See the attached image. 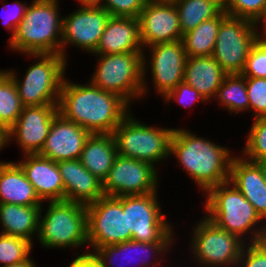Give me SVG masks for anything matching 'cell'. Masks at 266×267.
Wrapping results in <instances>:
<instances>
[{"label": "cell", "mask_w": 266, "mask_h": 267, "mask_svg": "<svg viewBox=\"0 0 266 267\" xmlns=\"http://www.w3.org/2000/svg\"><path fill=\"white\" fill-rule=\"evenodd\" d=\"M229 182L253 205L266 223V182L259 165L235 154L231 162Z\"/></svg>", "instance_id": "23"}, {"label": "cell", "mask_w": 266, "mask_h": 267, "mask_svg": "<svg viewBox=\"0 0 266 267\" xmlns=\"http://www.w3.org/2000/svg\"><path fill=\"white\" fill-rule=\"evenodd\" d=\"M174 242L176 241L143 243L129 240L115 245L99 247L93 253L102 262L104 267H128V265L133 267L134 264V267H164V265L160 264H163L162 261L166 260L167 253L176 244ZM163 254L166 255L165 259H163L165 257Z\"/></svg>", "instance_id": "17"}, {"label": "cell", "mask_w": 266, "mask_h": 267, "mask_svg": "<svg viewBox=\"0 0 266 267\" xmlns=\"http://www.w3.org/2000/svg\"><path fill=\"white\" fill-rule=\"evenodd\" d=\"M146 48L149 49L144 48L142 54V98L146 96L150 89L147 84V74L151 75L150 78L152 79V81L151 79L149 80L153 84L152 86L154 88V91L156 92L155 94L161 96L162 98L169 91L174 89L180 82L183 81L184 68L187 59L183 42L182 40H177L173 42L155 44ZM145 50H149L147 51V53L150 55H148Z\"/></svg>", "instance_id": "12"}, {"label": "cell", "mask_w": 266, "mask_h": 267, "mask_svg": "<svg viewBox=\"0 0 266 267\" xmlns=\"http://www.w3.org/2000/svg\"><path fill=\"white\" fill-rule=\"evenodd\" d=\"M8 74L7 69H1L0 70V81Z\"/></svg>", "instance_id": "47"}, {"label": "cell", "mask_w": 266, "mask_h": 267, "mask_svg": "<svg viewBox=\"0 0 266 267\" xmlns=\"http://www.w3.org/2000/svg\"><path fill=\"white\" fill-rule=\"evenodd\" d=\"M13 5L10 6L11 4H3L2 12L0 13L1 20L3 23V26L8 29L7 31H11L10 33V38L15 34L16 28L19 25V23L22 21L26 10L28 8V3L24 2L22 3L21 1L15 0V2L12 3ZM6 11V12H4ZM3 13H7V15H3Z\"/></svg>", "instance_id": "40"}, {"label": "cell", "mask_w": 266, "mask_h": 267, "mask_svg": "<svg viewBox=\"0 0 266 267\" xmlns=\"http://www.w3.org/2000/svg\"><path fill=\"white\" fill-rule=\"evenodd\" d=\"M199 220L192 228L189 241L194 258L191 261L201 267H236L246 242L217 227L206 216Z\"/></svg>", "instance_id": "9"}, {"label": "cell", "mask_w": 266, "mask_h": 267, "mask_svg": "<svg viewBox=\"0 0 266 267\" xmlns=\"http://www.w3.org/2000/svg\"><path fill=\"white\" fill-rule=\"evenodd\" d=\"M253 120L240 155L255 162L259 159H266V117L253 118Z\"/></svg>", "instance_id": "33"}, {"label": "cell", "mask_w": 266, "mask_h": 267, "mask_svg": "<svg viewBox=\"0 0 266 267\" xmlns=\"http://www.w3.org/2000/svg\"><path fill=\"white\" fill-rule=\"evenodd\" d=\"M261 27L249 19L230 15L222 20L212 57L227 74L242 73L252 45L263 34Z\"/></svg>", "instance_id": "11"}, {"label": "cell", "mask_w": 266, "mask_h": 267, "mask_svg": "<svg viewBox=\"0 0 266 267\" xmlns=\"http://www.w3.org/2000/svg\"><path fill=\"white\" fill-rule=\"evenodd\" d=\"M86 83H74L65 77L59 113L91 134H112L132 108L117 94L104 91L90 81Z\"/></svg>", "instance_id": "1"}, {"label": "cell", "mask_w": 266, "mask_h": 267, "mask_svg": "<svg viewBox=\"0 0 266 267\" xmlns=\"http://www.w3.org/2000/svg\"><path fill=\"white\" fill-rule=\"evenodd\" d=\"M3 235H4V232L1 230V232H0V239L2 238Z\"/></svg>", "instance_id": "49"}, {"label": "cell", "mask_w": 266, "mask_h": 267, "mask_svg": "<svg viewBox=\"0 0 266 267\" xmlns=\"http://www.w3.org/2000/svg\"><path fill=\"white\" fill-rule=\"evenodd\" d=\"M34 261L35 260H33V258H30L28 261L23 262V263L6 265V266H1V267H37Z\"/></svg>", "instance_id": "42"}, {"label": "cell", "mask_w": 266, "mask_h": 267, "mask_svg": "<svg viewBox=\"0 0 266 267\" xmlns=\"http://www.w3.org/2000/svg\"><path fill=\"white\" fill-rule=\"evenodd\" d=\"M5 163V161L3 162V161H1L0 162V169H1V167H2V165Z\"/></svg>", "instance_id": "50"}, {"label": "cell", "mask_w": 266, "mask_h": 267, "mask_svg": "<svg viewBox=\"0 0 266 267\" xmlns=\"http://www.w3.org/2000/svg\"><path fill=\"white\" fill-rule=\"evenodd\" d=\"M5 148V133L0 129V152Z\"/></svg>", "instance_id": "46"}, {"label": "cell", "mask_w": 266, "mask_h": 267, "mask_svg": "<svg viewBox=\"0 0 266 267\" xmlns=\"http://www.w3.org/2000/svg\"><path fill=\"white\" fill-rule=\"evenodd\" d=\"M25 56L36 58L37 61L26 69L23 79L19 77L17 70H7L16 85L23 106L58 105L61 87L67 77V60L59 54Z\"/></svg>", "instance_id": "6"}, {"label": "cell", "mask_w": 266, "mask_h": 267, "mask_svg": "<svg viewBox=\"0 0 266 267\" xmlns=\"http://www.w3.org/2000/svg\"><path fill=\"white\" fill-rule=\"evenodd\" d=\"M58 113V105L23 107L14 125L5 133V147L13 140L22 155L38 154Z\"/></svg>", "instance_id": "16"}, {"label": "cell", "mask_w": 266, "mask_h": 267, "mask_svg": "<svg viewBox=\"0 0 266 267\" xmlns=\"http://www.w3.org/2000/svg\"><path fill=\"white\" fill-rule=\"evenodd\" d=\"M164 103L172 104V101L178 103L184 108H190L192 104L208 103V101L192 86L185 81L180 82L174 89L169 91L164 97ZM196 103V104H195Z\"/></svg>", "instance_id": "37"}, {"label": "cell", "mask_w": 266, "mask_h": 267, "mask_svg": "<svg viewBox=\"0 0 266 267\" xmlns=\"http://www.w3.org/2000/svg\"><path fill=\"white\" fill-rule=\"evenodd\" d=\"M57 166L64 183V200L88 205L104 196L102 181L80 159L59 161Z\"/></svg>", "instance_id": "21"}, {"label": "cell", "mask_w": 266, "mask_h": 267, "mask_svg": "<svg viewBox=\"0 0 266 267\" xmlns=\"http://www.w3.org/2000/svg\"><path fill=\"white\" fill-rule=\"evenodd\" d=\"M16 162L42 202L64 200V183L57 162L40 154H24Z\"/></svg>", "instance_id": "20"}, {"label": "cell", "mask_w": 266, "mask_h": 267, "mask_svg": "<svg viewBox=\"0 0 266 267\" xmlns=\"http://www.w3.org/2000/svg\"><path fill=\"white\" fill-rule=\"evenodd\" d=\"M158 1H174V0H158Z\"/></svg>", "instance_id": "51"}, {"label": "cell", "mask_w": 266, "mask_h": 267, "mask_svg": "<svg viewBox=\"0 0 266 267\" xmlns=\"http://www.w3.org/2000/svg\"><path fill=\"white\" fill-rule=\"evenodd\" d=\"M263 34L266 36V24L263 27Z\"/></svg>", "instance_id": "48"}, {"label": "cell", "mask_w": 266, "mask_h": 267, "mask_svg": "<svg viewBox=\"0 0 266 267\" xmlns=\"http://www.w3.org/2000/svg\"><path fill=\"white\" fill-rule=\"evenodd\" d=\"M90 135L89 131L58 113L38 154L54 162L79 159Z\"/></svg>", "instance_id": "19"}, {"label": "cell", "mask_w": 266, "mask_h": 267, "mask_svg": "<svg viewBox=\"0 0 266 267\" xmlns=\"http://www.w3.org/2000/svg\"><path fill=\"white\" fill-rule=\"evenodd\" d=\"M149 0H102V6L111 16L138 18Z\"/></svg>", "instance_id": "38"}, {"label": "cell", "mask_w": 266, "mask_h": 267, "mask_svg": "<svg viewBox=\"0 0 266 267\" xmlns=\"http://www.w3.org/2000/svg\"><path fill=\"white\" fill-rule=\"evenodd\" d=\"M58 1L32 0L6 46L22 55H61L63 16Z\"/></svg>", "instance_id": "4"}, {"label": "cell", "mask_w": 266, "mask_h": 267, "mask_svg": "<svg viewBox=\"0 0 266 267\" xmlns=\"http://www.w3.org/2000/svg\"><path fill=\"white\" fill-rule=\"evenodd\" d=\"M0 203L23 206L43 204L17 162L7 161L0 169Z\"/></svg>", "instance_id": "25"}, {"label": "cell", "mask_w": 266, "mask_h": 267, "mask_svg": "<svg viewBox=\"0 0 266 267\" xmlns=\"http://www.w3.org/2000/svg\"><path fill=\"white\" fill-rule=\"evenodd\" d=\"M249 112L254 118L266 117V78L246 77Z\"/></svg>", "instance_id": "36"}, {"label": "cell", "mask_w": 266, "mask_h": 267, "mask_svg": "<svg viewBox=\"0 0 266 267\" xmlns=\"http://www.w3.org/2000/svg\"><path fill=\"white\" fill-rule=\"evenodd\" d=\"M204 196L205 216L217 227L239 236L246 243L266 240L265 221L231 182L216 185Z\"/></svg>", "instance_id": "3"}, {"label": "cell", "mask_w": 266, "mask_h": 267, "mask_svg": "<svg viewBox=\"0 0 266 267\" xmlns=\"http://www.w3.org/2000/svg\"><path fill=\"white\" fill-rule=\"evenodd\" d=\"M80 5H100L102 0H75Z\"/></svg>", "instance_id": "44"}, {"label": "cell", "mask_w": 266, "mask_h": 267, "mask_svg": "<svg viewBox=\"0 0 266 267\" xmlns=\"http://www.w3.org/2000/svg\"><path fill=\"white\" fill-rule=\"evenodd\" d=\"M218 5L223 11L226 9L228 0H210Z\"/></svg>", "instance_id": "45"}, {"label": "cell", "mask_w": 266, "mask_h": 267, "mask_svg": "<svg viewBox=\"0 0 266 267\" xmlns=\"http://www.w3.org/2000/svg\"><path fill=\"white\" fill-rule=\"evenodd\" d=\"M143 52L93 55L96 67L89 80L98 88L122 97L129 105L142 100ZM137 99V100H136Z\"/></svg>", "instance_id": "8"}, {"label": "cell", "mask_w": 266, "mask_h": 267, "mask_svg": "<svg viewBox=\"0 0 266 267\" xmlns=\"http://www.w3.org/2000/svg\"><path fill=\"white\" fill-rule=\"evenodd\" d=\"M117 147L113 134H91L81 152V164L102 182L112 168Z\"/></svg>", "instance_id": "26"}, {"label": "cell", "mask_w": 266, "mask_h": 267, "mask_svg": "<svg viewBox=\"0 0 266 267\" xmlns=\"http://www.w3.org/2000/svg\"><path fill=\"white\" fill-rule=\"evenodd\" d=\"M143 49L182 40L178 12L173 1L149 0L138 16Z\"/></svg>", "instance_id": "18"}, {"label": "cell", "mask_w": 266, "mask_h": 267, "mask_svg": "<svg viewBox=\"0 0 266 267\" xmlns=\"http://www.w3.org/2000/svg\"><path fill=\"white\" fill-rule=\"evenodd\" d=\"M88 250L132 240L127 231V195L103 196L86 205Z\"/></svg>", "instance_id": "10"}, {"label": "cell", "mask_w": 266, "mask_h": 267, "mask_svg": "<svg viewBox=\"0 0 266 267\" xmlns=\"http://www.w3.org/2000/svg\"><path fill=\"white\" fill-rule=\"evenodd\" d=\"M236 267H266V240L246 243Z\"/></svg>", "instance_id": "39"}, {"label": "cell", "mask_w": 266, "mask_h": 267, "mask_svg": "<svg viewBox=\"0 0 266 267\" xmlns=\"http://www.w3.org/2000/svg\"><path fill=\"white\" fill-rule=\"evenodd\" d=\"M110 14L100 5H80L63 17L61 55L68 61L66 46L90 55L96 50Z\"/></svg>", "instance_id": "15"}, {"label": "cell", "mask_w": 266, "mask_h": 267, "mask_svg": "<svg viewBox=\"0 0 266 267\" xmlns=\"http://www.w3.org/2000/svg\"><path fill=\"white\" fill-rule=\"evenodd\" d=\"M33 246L24 238L3 235L0 239V267L28 261Z\"/></svg>", "instance_id": "32"}, {"label": "cell", "mask_w": 266, "mask_h": 267, "mask_svg": "<svg viewBox=\"0 0 266 267\" xmlns=\"http://www.w3.org/2000/svg\"><path fill=\"white\" fill-rule=\"evenodd\" d=\"M226 75L212 56L187 57L183 81L211 102Z\"/></svg>", "instance_id": "24"}, {"label": "cell", "mask_w": 266, "mask_h": 267, "mask_svg": "<svg viewBox=\"0 0 266 267\" xmlns=\"http://www.w3.org/2000/svg\"><path fill=\"white\" fill-rule=\"evenodd\" d=\"M126 52H143L139 20L134 17L110 16L92 55Z\"/></svg>", "instance_id": "22"}, {"label": "cell", "mask_w": 266, "mask_h": 267, "mask_svg": "<svg viewBox=\"0 0 266 267\" xmlns=\"http://www.w3.org/2000/svg\"><path fill=\"white\" fill-rule=\"evenodd\" d=\"M43 202L39 216V232L36 241L45 249L88 250L86 205L72 201ZM45 210V211H43ZM42 212H45L44 214Z\"/></svg>", "instance_id": "5"}, {"label": "cell", "mask_w": 266, "mask_h": 267, "mask_svg": "<svg viewBox=\"0 0 266 267\" xmlns=\"http://www.w3.org/2000/svg\"><path fill=\"white\" fill-rule=\"evenodd\" d=\"M79 253V254H78ZM74 252L75 257L68 267H104L93 252Z\"/></svg>", "instance_id": "41"}, {"label": "cell", "mask_w": 266, "mask_h": 267, "mask_svg": "<svg viewBox=\"0 0 266 267\" xmlns=\"http://www.w3.org/2000/svg\"><path fill=\"white\" fill-rule=\"evenodd\" d=\"M23 107L16 85L7 74L0 81V129L4 133L14 125Z\"/></svg>", "instance_id": "31"}, {"label": "cell", "mask_w": 266, "mask_h": 267, "mask_svg": "<svg viewBox=\"0 0 266 267\" xmlns=\"http://www.w3.org/2000/svg\"><path fill=\"white\" fill-rule=\"evenodd\" d=\"M182 35L203 21L216 17L222 9L210 0H174Z\"/></svg>", "instance_id": "30"}, {"label": "cell", "mask_w": 266, "mask_h": 267, "mask_svg": "<svg viewBox=\"0 0 266 267\" xmlns=\"http://www.w3.org/2000/svg\"><path fill=\"white\" fill-rule=\"evenodd\" d=\"M224 11L233 17L249 19L262 28L266 24V0H228Z\"/></svg>", "instance_id": "34"}, {"label": "cell", "mask_w": 266, "mask_h": 267, "mask_svg": "<svg viewBox=\"0 0 266 267\" xmlns=\"http://www.w3.org/2000/svg\"><path fill=\"white\" fill-rule=\"evenodd\" d=\"M174 129L146 125L135 118L131 111L112 133L117 154L157 167L158 164L170 159V143Z\"/></svg>", "instance_id": "7"}, {"label": "cell", "mask_w": 266, "mask_h": 267, "mask_svg": "<svg viewBox=\"0 0 266 267\" xmlns=\"http://www.w3.org/2000/svg\"><path fill=\"white\" fill-rule=\"evenodd\" d=\"M158 196V192L127 195V231H131L132 240L143 243L175 241L176 230L162 212Z\"/></svg>", "instance_id": "13"}, {"label": "cell", "mask_w": 266, "mask_h": 267, "mask_svg": "<svg viewBox=\"0 0 266 267\" xmlns=\"http://www.w3.org/2000/svg\"><path fill=\"white\" fill-rule=\"evenodd\" d=\"M41 206L0 203V224L4 235L21 237L32 244L38 236ZM33 236V237H32Z\"/></svg>", "instance_id": "27"}, {"label": "cell", "mask_w": 266, "mask_h": 267, "mask_svg": "<svg viewBox=\"0 0 266 267\" xmlns=\"http://www.w3.org/2000/svg\"><path fill=\"white\" fill-rule=\"evenodd\" d=\"M228 15L221 11L216 17L203 21L195 29L183 34L187 57L212 56L222 20Z\"/></svg>", "instance_id": "28"}, {"label": "cell", "mask_w": 266, "mask_h": 267, "mask_svg": "<svg viewBox=\"0 0 266 267\" xmlns=\"http://www.w3.org/2000/svg\"><path fill=\"white\" fill-rule=\"evenodd\" d=\"M231 152L228 147L199 137L183 127L174 129L170 143V156L177 158L176 162L204 192L203 196L216 185L229 181L235 156Z\"/></svg>", "instance_id": "2"}, {"label": "cell", "mask_w": 266, "mask_h": 267, "mask_svg": "<svg viewBox=\"0 0 266 267\" xmlns=\"http://www.w3.org/2000/svg\"><path fill=\"white\" fill-rule=\"evenodd\" d=\"M255 162L259 165V167L262 171V174H263V178L266 182V159H259Z\"/></svg>", "instance_id": "43"}, {"label": "cell", "mask_w": 266, "mask_h": 267, "mask_svg": "<svg viewBox=\"0 0 266 267\" xmlns=\"http://www.w3.org/2000/svg\"><path fill=\"white\" fill-rule=\"evenodd\" d=\"M152 164L117 155L102 182L105 196L144 195L158 192L159 172Z\"/></svg>", "instance_id": "14"}, {"label": "cell", "mask_w": 266, "mask_h": 267, "mask_svg": "<svg viewBox=\"0 0 266 267\" xmlns=\"http://www.w3.org/2000/svg\"><path fill=\"white\" fill-rule=\"evenodd\" d=\"M222 109L234 113L249 112L246 77L242 74H227L217 90L214 100Z\"/></svg>", "instance_id": "29"}, {"label": "cell", "mask_w": 266, "mask_h": 267, "mask_svg": "<svg viewBox=\"0 0 266 267\" xmlns=\"http://www.w3.org/2000/svg\"><path fill=\"white\" fill-rule=\"evenodd\" d=\"M241 74L244 77L266 78V36L264 34L252 45Z\"/></svg>", "instance_id": "35"}]
</instances>
